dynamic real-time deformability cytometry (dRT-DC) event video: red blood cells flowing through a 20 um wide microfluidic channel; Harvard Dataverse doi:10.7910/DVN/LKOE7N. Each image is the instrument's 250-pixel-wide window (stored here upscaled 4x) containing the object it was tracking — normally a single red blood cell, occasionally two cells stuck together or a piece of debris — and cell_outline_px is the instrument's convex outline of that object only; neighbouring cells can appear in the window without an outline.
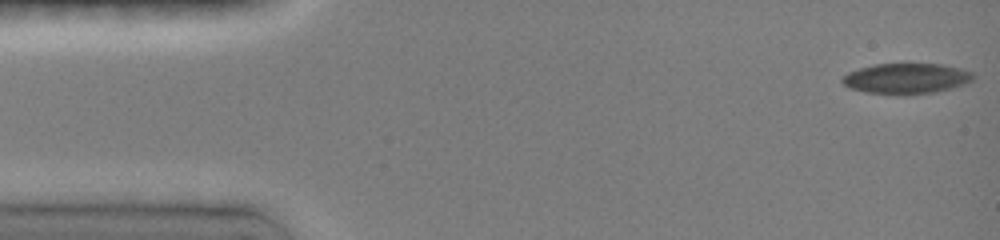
{"species": "common noctule bat (a hibernating species)", "species_latin": "Nyctalus noctula", "temperature_condition": "room temperature", "stored_images_in_passage": 41, "camera_frame_rate_fps": 3000, "um_per_image_px": 0.085, "animal": {"sex": "female", "body_mass_g": 19.0, "forearm_length_mm": 51.5}, "frame": {"image": 1, "passage_image": 1, "time_ms": 0.0, "image_size_px": [1000, 240], "cell_outline_px": [[976, 76], [972, 80], [964, 84], [952, 88], [936, 92], [908, 96], [864, 92], [848, 88], [840, 80], [848, 72], [860, 68], [876, 64], [904, 60], [940, 64], [960, 68], [972, 72]], "centroid_in_image_um": [77.04, 6.64], "position_along_channel_um": 8.0, "area_um2": 24.51}}
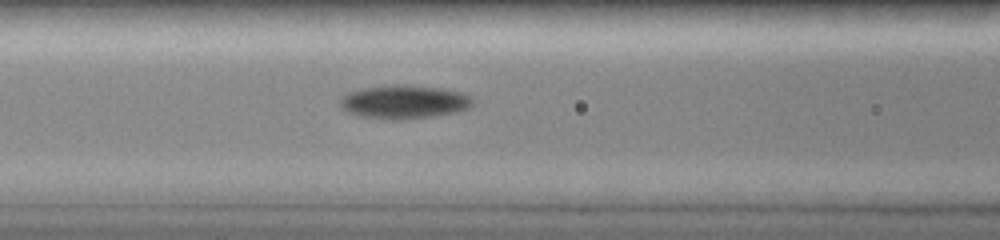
{"frame": {"image": 2, "passage_image": 16, "time_ms": 5.0, "image_size_px": [1000, 240], "cell_outline_px": [[472, 104], [468, 108], [456, 112], [432, 116], [404, 120], [384, 120], [360, 116], [348, 112], [340, 104], [340, 100], [348, 92], [368, 88], [436, 88], [460, 92], [472, 96]], "centroid_in_image_um": [34.36, 8.74], "position_along_channel_um": 132.2, "area_um2": 24.62}}
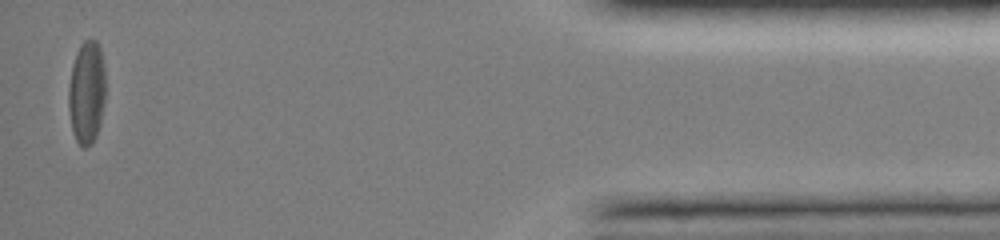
{"frame": {"image": 3, "passage_image": 41, "time_ms": 13.333, "image_size_px": [1000, 240], "cell_outline_px": [[104, 104], [100, 124], [96, 136], [92, 144], [84, 148], [76, 140], [72, 132], [68, 108], [68, 88], [72, 64], [76, 52], [80, 44], [84, 40], [96, 40], [100, 48], [104, 64]], "centroid_in_image_um": [7.35, 7.86], "position_along_channel_um": 427.8, "area_um2": 22.43}, "authors_computed_cell_mechanics": {"area_um2": 23.8136, "velocity_mm_per_s": 4.0199, "shape_relaxation_time_tau1_ms": 5.7363, "shape_relaxation_time_tau2_ms": null, "deformation_change_tau1": 0.157, "deformation_change_tau2": null}}